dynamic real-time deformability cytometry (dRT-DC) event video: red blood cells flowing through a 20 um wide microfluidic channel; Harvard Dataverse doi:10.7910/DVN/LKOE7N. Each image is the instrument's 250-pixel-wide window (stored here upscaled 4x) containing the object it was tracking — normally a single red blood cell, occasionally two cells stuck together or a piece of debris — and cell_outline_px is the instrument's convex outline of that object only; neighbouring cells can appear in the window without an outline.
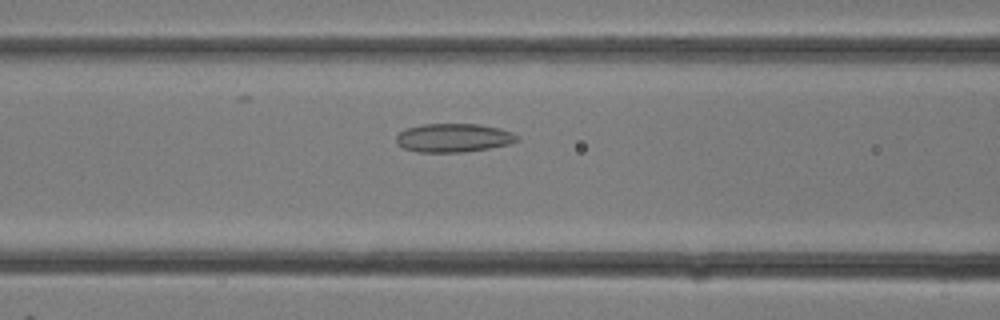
{"species": "common noctule bat (a hibernating species)", "species_latin": "Nyctalus noctula", "temperature_condition": "room temperature", "stored_images_in_passage": 8, "camera_frame_rate_fps": 3000, "um_per_image_px": 0.085, "animal": {"sex": "female"}, "frame": {"image": 1, "passage_image": 6, "time_ms": 1.667, "image_size_px": [1000, 320], "cell_outline_px": [[520, 140], [508, 144], [488, 148], [464, 152], [416, 152], [404, 148], [396, 140], [396, 136], [404, 128], [424, 124], [480, 124], [500, 128], [512, 132]], "centroid_in_image_um": [38.54, 11.71], "position_along_channel_um": 128.1, "area_um2": 20.11}}
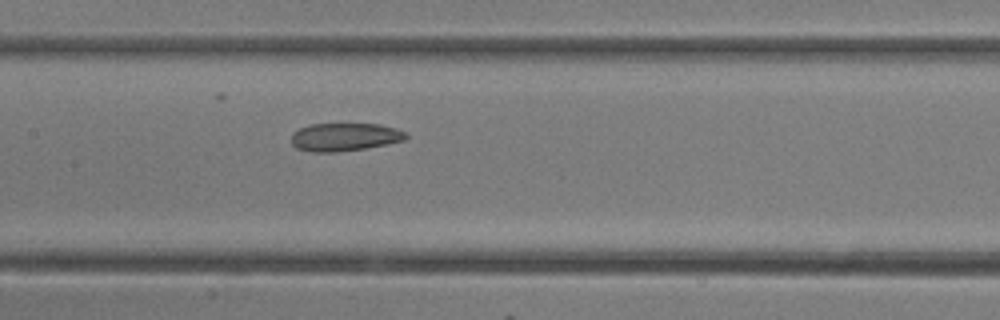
{"frame": {"image": 2, "passage_image": 8, "time_ms": 2.333, "image_size_px": [1000, 320], "cell_outline_px": [[408, 136], [404, 140], [388, 144], [364, 148], [336, 152], [312, 152], [296, 148], [292, 144], [292, 132], [308, 124], [380, 124], [396, 128], [408, 132]], "centroid_in_image_um": [29.31, 11.64], "position_along_channel_um": 178.1, "area_um2": 18.84}}